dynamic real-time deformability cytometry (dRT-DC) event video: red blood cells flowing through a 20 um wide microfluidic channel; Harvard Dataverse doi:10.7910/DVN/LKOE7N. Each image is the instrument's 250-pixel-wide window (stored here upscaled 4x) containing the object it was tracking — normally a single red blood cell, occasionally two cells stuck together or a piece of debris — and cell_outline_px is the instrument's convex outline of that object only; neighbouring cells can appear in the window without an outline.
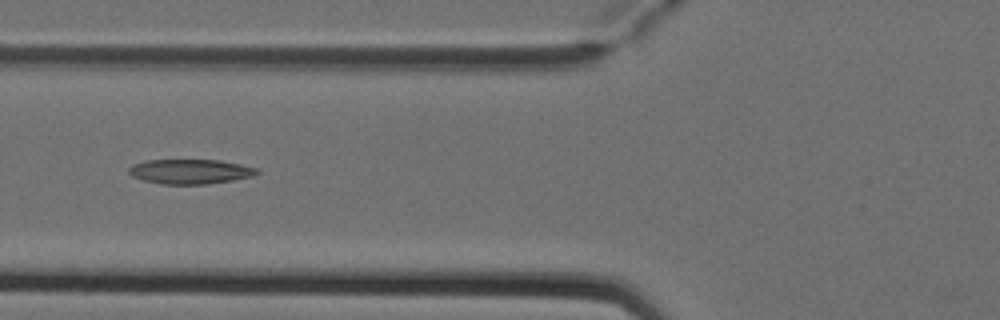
{"species": "Egyptian fruit bat (a non-hibernating species)", "species_latin": "Rousettus aegyptiacus", "temperature_condition": "cold", "stored_images_in_passage": 5, "camera_frame_rate_fps": 3000, "um_per_image_px": 0.085, "animal": {"sex": "female"}, "frame": {"image": 1, "passage_image": 5, "time_ms": 1.333, "image_size_px": [1000, 320], "cell_outline_px": [[260, 172], [252, 176], [232, 180], [208, 184], [160, 184], [144, 180], [132, 176], [128, 172], [128, 168], [132, 164], [144, 160], [220, 160], [240, 164], [256, 168]], "centroid_in_image_um": [16.13, 14.57], "position_along_channel_um": 109.7, "area_um2": 18.44}}